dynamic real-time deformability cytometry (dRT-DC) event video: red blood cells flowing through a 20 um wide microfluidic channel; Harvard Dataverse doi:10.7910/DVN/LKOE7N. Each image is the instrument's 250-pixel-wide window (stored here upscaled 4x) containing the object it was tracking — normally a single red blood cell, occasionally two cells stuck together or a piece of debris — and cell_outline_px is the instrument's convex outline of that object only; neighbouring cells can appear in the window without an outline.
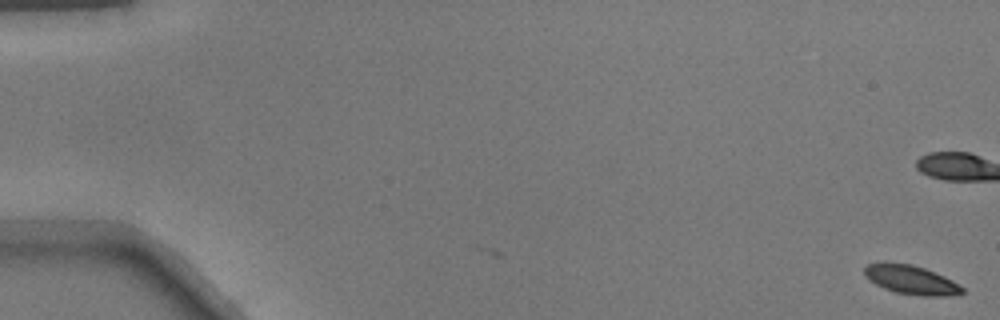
{"species": "common noctule bat (a hibernating species)", "species_latin": "Nyctalus noctula", "temperature_condition": "warm", "stored_images_in_passage": 3, "camera_frame_rate_fps": 3000, "um_per_image_px": 0.085, "animal": {"sex": "male", "body_mass_g": 17.9}, "frame": {"image": 1, "passage_image": 3, "time_ms": 0.667, "image_size_px": [1000, 320], "cell_outline_px": [[964, 292], [944, 296], [924, 296], [896, 292], [884, 288], [868, 280], [864, 276], [864, 268], [868, 264], [912, 264], [924, 268], [944, 276], [960, 284], [964, 288]], "centroid_in_image_um": [77.47, 23.8], "position_along_channel_um": 7.5, "area_um2": 16.13}}